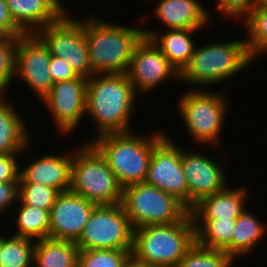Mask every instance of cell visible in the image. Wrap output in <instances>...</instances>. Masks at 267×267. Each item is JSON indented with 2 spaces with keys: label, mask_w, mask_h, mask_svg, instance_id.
Instances as JSON below:
<instances>
[{
  "label": "cell",
  "mask_w": 267,
  "mask_h": 267,
  "mask_svg": "<svg viewBox=\"0 0 267 267\" xmlns=\"http://www.w3.org/2000/svg\"><path fill=\"white\" fill-rule=\"evenodd\" d=\"M137 95L126 73L93 74L87 79L85 114L94 120L97 137L132 131Z\"/></svg>",
  "instance_id": "cell-1"
},
{
  "label": "cell",
  "mask_w": 267,
  "mask_h": 267,
  "mask_svg": "<svg viewBox=\"0 0 267 267\" xmlns=\"http://www.w3.org/2000/svg\"><path fill=\"white\" fill-rule=\"evenodd\" d=\"M143 29L116 25L94 16L85 19V39L93 74L126 73Z\"/></svg>",
  "instance_id": "cell-2"
},
{
  "label": "cell",
  "mask_w": 267,
  "mask_h": 267,
  "mask_svg": "<svg viewBox=\"0 0 267 267\" xmlns=\"http://www.w3.org/2000/svg\"><path fill=\"white\" fill-rule=\"evenodd\" d=\"M144 137L124 133L105 134L95 137L91 144L100 152L118 182L126 186L144 182L150 165L153 147L166 135L155 131Z\"/></svg>",
  "instance_id": "cell-3"
},
{
  "label": "cell",
  "mask_w": 267,
  "mask_h": 267,
  "mask_svg": "<svg viewBox=\"0 0 267 267\" xmlns=\"http://www.w3.org/2000/svg\"><path fill=\"white\" fill-rule=\"evenodd\" d=\"M195 241L194 223L189 212L181 221L172 224L134 229L131 253L154 267H177Z\"/></svg>",
  "instance_id": "cell-4"
},
{
  "label": "cell",
  "mask_w": 267,
  "mask_h": 267,
  "mask_svg": "<svg viewBox=\"0 0 267 267\" xmlns=\"http://www.w3.org/2000/svg\"><path fill=\"white\" fill-rule=\"evenodd\" d=\"M250 63L254 62L245 40L213 42L199 48L196 46L189 64L180 73L179 81L196 85V89L198 86L199 89L206 85L209 87L231 79L241 70L248 68Z\"/></svg>",
  "instance_id": "cell-5"
},
{
  "label": "cell",
  "mask_w": 267,
  "mask_h": 267,
  "mask_svg": "<svg viewBox=\"0 0 267 267\" xmlns=\"http://www.w3.org/2000/svg\"><path fill=\"white\" fill-rule=\"evenodd\" d=\"M78 148L72 150L70 191L97 205L120 204L123 187L104 157L90 142Z\"/></svg>",
  "instance_id": "cell-6"
},
{
  "label": "cell",
  "mask_w": 267,
  "mask_h": 267,
  "mask_svg": "<svg viewBox=\"0 0 267 267\" xmlns=\"http://www.w3.org/2000/svg\"><path fill=\"white\" fill-rule=\"evenodd\" d=\"M177 103L188 134L198 145L211 144L212 147L221 143L219 138L229 106L223 92L193 88L185 92Z\"/></svg>",
  "instance_id": "cell-7"
},
{
  "label": "cell",
  "mask_w": 267,
  "mask_h": 267,
  "mask_svg": "<svg viewBox=\"0 0 267 267\" xmlns=\"http://www.w3.org/2000/svg\"><path fill=\"white\" fill-rule=\"evenodd\" d=\"M121 204L133 229L172 224L189 213L176 197L145 182L124 187Z\"/></svg>",
  "instance_id": "cell-8"
},
{
  "label": "cell",
  "mask_w": 267,
  "mask_h": 267,
  "mask_svg": "<svg viewBox=\"0 0 267 267\" xmlns=\"http://www.w3.org/2000/svg\"><path fill=\"white\" fill-rule=\"evenodd\" d=\"M133 232L121 203L97 205L76 245L79 250H132Z\"/></svg>",
  "instance_id": "cell-9"
},
{
  "label": "cell",
  "mask_w": 267,
  "mask_h": 267,
  "mask_svg": "<svg viewBox=\"0 0 267 267\" xmlns=\"http://www.w3.org/2000/svg\"><path fill=\"white\" fill-rule=\"evenodd\" d=\"M68 14L66 11L36 35L49 48L51 55L65 59L78 76L88 79L93 73L85 39V19L73 18Z\"/></svg>",
  "instance_id": "cell-10"
},
{
  "label": "cell",
  "mask_w": 267,
  "mask_h": 267,
  "mask_svg": "<svg viewBox=\"0 0 267 267\" xmlns=\"http://www.w3.org/2000/svg\"><path fill=\"white\" fill-rule=\"evenodd\" d=\"M144 182L173 195L188 208V184L182 170L181 148L167 134L153 147Z\"/></svg>",
  "instance_id": "cell-11"
},
{
  "label": "cell",
  "mask_w": 267,
  "mask_h": 267,
  "mask_svg": "<svg viewBox=\"0 0 267 267\" xmlns=\"http://www.w3.org/2000/svg\"><path fill=\"white\" fill-rule=\"evenodd\" d=\"M126 75L137 94L149 93L169 79H180V74L167 57L151 39L144 36L133 50Z\"/></svg>",
  "instance_id": "cell-12"
},
{
  "label": "cell",
  "mask_w": 267,
  "mask_h": 267,
  "mask_svg": "<svg viewBox=\"0 0 267 267\" xmlns=\"http://www.w3.org/2000/svg\"><path fill=\"white\" fill-rule=\"evenodd\" d=\"M87 78L55 82L49 93L41 100L52 115L56 129L67 134L77 129L86 111Z\"/></svg>",
  "instance_id": "cell-13"
},
{
  "label": "cell",
  "mask_w": 267,
  "mask_h": 267,
  "mask_svg": "<svg viewBox=\"0 0 267 267\" xmlns=\"http://www.w3.org/2000/svg\"><path fill=\"white\" fill-rule=\"evenodd\" d=\"M50 60L49 48L36 34L19 37L14 78H19L29 86L40 101L54 85L49 69Z\"/></svg>",
  "instance_id": "cell-14"
},
{
  "label": "cell",
  "mask_w": 267,
  "mask_h": 267,
  "mask_svg": "<svg viewBox=\"0 0 267 267\" xmlns=\"http://www.w3.org/2000/svg\"><path fill=\"white\" fill-rule=\"evenodd\" d=\"M181 147L183 174L188 184V209L201 199L224 190L228 185L222 166L201 153ZM224 172V173H223Z\"/></svg>",
  "instance_id": "cell-15"
},
{
  "label": "cell",
  "mask_w": 267,
  "mask_h": 267,
  "mask_svg": "<svg viewBox=\"0 0 267 267\" xmlns=\"http://www.w3.org/2000/svg\"><path fill=\"white\" fill-rule=\"evenodd\" d=\"M96 206L72 191L60 193L50 209L49 238L76 242Z\"/></svg>",
  "instance_id": "cell-16"
},
{
  "label": "cell",
  "mask_w": 267,
  "mask_h": 267,
  "mask_svg": "<svg viewBox=\"0 0 267 267\" xmlns=\"http://www.w3.org/2000/svg\"><path fill=\"white\" fill-rule=\"evenodd\" d=\"M61 0H6L14 23L25 34H36L67 10Z\"/></svg>",
  "instance_id": "cell-17"
},
{
  "label": "cell",
  "mask_w": 267,
  "mask_h": 267,
  "mask_svg": "<svg viewBox=\"0 0 267 267\" xmlns=\"http://www.w3.org/2000/svg\"><path fill=\"white\" fill-rule=\"evenodd\" d=\"M19 172V182H32L50 186L60 193L70 191L72 152L50 154L35 159V162Z\"/></svg>",
  "instance_id": "cell-18"
},
{
  "label": "cell",
  "mask_w": 267,
  "mask_h": 267,
  "mask_svg": "<svg viewBox=\"0 0 267 267\" xmlns=\"http://www.w3.org/2000/svg\"><path fill=\"white\" fill-rule=\"evenodd\" d=\"M153 10L168 30H202L210 22L211 13L198 0H160Z\"/></svg>",
  "instance_id": "cell-19"
},
{
  "label": "cell",
  "mask_w": 267,
  "mask_h": 267,
  "mask_svg": "<svg viewBox=\"0 0 267 267\" xmlns=\"http://www.w3.org/2000/svg\"><path fill=\"white\" fill-rule=\"evenodd\" d=\"M229 187V188H228ZM246 187L230 188L204 197L190 210L193 220L237 219L245 210Z\"/></svg>",
  "instance_id": "cell-20"
},
{
  "label": "cell",
  "mask_w": 267,
  "mask_h": 267,
  "mask_svg": "<svg viewBox=\"0 0 267 267\" xmlns=\"http://www.w3.org/2000/svg\"><path fill=\"white\" fill-rule=\"evenodd\" d=\"M197 29H176L164 31L143 29V36L151 39L161 52L167 57L169 63L180 74L189 64L195 50V39L191 37ZM195 44V45H194Z\"/></svg>",
  "instance_id": "cell-21"
},
{
  "label": "cell",
  "mask_w": 267,
  "mask_h": 267,
  "mask_svg": "<svg viewBox=\"0 0 267 267\" xmlns=\"http://www.w3.org/2000/svg\"><path fill=\"white\" fill-rule=\"evenodd\" d=\"M4 99V94H0V154L25 153L31 142L25 121L14 105Z\"/></svg>",
  "instance_id": "cell-22"
},
{
  "label": "cell",
  "mask_w": 267,
  "mask_h": 267,
  "mask_svg": "<svg viewBox=\"0 0 267 267\" xmlns=\"http://www.w3.org/2000/svg\"><path fill=\"white\" fill-rule=\"evenodd\" d=\"M79 247L75 241L44 238L34 248V267H77Z\"/></svg>",
  "instance_id": "cell-23"
},
{
  "label": "cell",
  "mask_w": 267,
  "mask_h": 267,
  "mask_svg": "<svg viewBox=\"0 0 267 267\" xmlns=\"http://www.w3.org/2000/svg\"><path fill=\"white\" fill-rule=\"evenodd\" d=\"M249 210H244L236 219V225L230 242V256L237 260L246 256L265 235L266 225L255 217Z\"/></svg>",
  "instance_id": "cell-24"
},
{
  "label": "cell",
  "mask_w": 267,
  "mask_h": 267,
  "mask_svg": "<svg viewBox=\"0 0 267 267\" xmlns=\"http://www.w3.org/2000/svg\"><path fill=\"white\" fill-rule=\"evenodd\" d=\"M196 242L205 248L224 250L230 255V242L236 219L193 220Z\"/></svg>",
  "instance_id": "cell-25"
},
{
  "label": "cell",
  "mask_w": 267,
  "mask_h": 267,
  "mask_svg": "<svg viewBox=\"0 0 267 267\" xmlns=\"http://www.w3.org/2000/svg\"><path fill=\"white\" fill-rule=\"evenodd\" d=\"M16 202L19 203L15 214L18 231L14 235L35 241L49 238L50 210L31 207L19 200Z\"/></svg>",
  "instance_id": "cell-26"
},
{
  "label": "cell",
  "mask_w": 267,
  "mask_h": 267,
  "mask_svg": "<svg viewBox=\"0 0 267 267\" xmlns=\"http://www.w3.org/2000/svg\"><path fill=\"white\" fill-rule=\"evenodd\" d=\"M246 46L252 61L267 53V6L261 1L244 18Z\"/></svg>",
  "instance_id": "cell-27"
},
{
  "label": "cell",
  "mask_w": 267,
  "mask_h": 267,
  "mask_svg": "<svg viewBox=\"0 0 267 267\" xmlns=\"http://www.w3.org/2000/svg\"><path fill=\"white\" fill-rule=\"evenodd\" d=\"M35 244L30 238L1 235L0 267H33Z\"/></svg>",
  "instance_id": "cell-28"
},
{
  "label": "cell",
  "mask_w": 267,
  "mask_h": 267,
  "mask_svg": "<svg viewBox=\"0 0 267 267\" xmlns=\"http://www.w3.org/2000/svg\"><path fill=\"white\" fill-rule=\"evenodd\" d=\"M234 262L224 250L205 248L195 241L177 267H231Z\"/></svg>",
  "instance_id": "cell-29"
},
{
  "label": "cell",
  "mask_w": 267,
  "mask_h": 267,
  "mask_svg": "<svg viewBox=\"0 0 267 267\" xmlns=\"http://www.w3.org/2000/svg\"><path fill=\"white\" fill-rule=\"evenodd\" d=\"M59 194L57 189L44 184L32 182L18 184V200L25 205L43 210H50Z\"/></svg>",
  "instance_id": "cell-30"
},
{
  "label": "cell",
  "mask_w": 267,
  "mask_h": 267,
  "mask_svg": "<svg viewBox=\"0 0 267 267\" xmlns=\"http://www.w3.org/2000/svg\"><path fill=\"white\" fill-rule=\"evenodd\" d=\"M132 250H80L77 267H121Z\"/></svg>",
  "instance_id": "cell-31"
},
{
  "label": "cell",
  "mask_w": 267,
  "mask_h": 267,
  "mask_svg": "<svg viewBox=\"0 0 267 267\" xmlns=\"http://www.w3.org/2000/svg\"><path fill=\"white\" fill-rule=\"evenodd\" d=\"M19 37L0 39V94L7 92L15 77L16 50Z\"/></svg>",
  "instance_id": "cell-32"
},
{
  "label": "cell",
  "mask_w": 267,
  "mask_h": 267,
  "mask_svg": "<svg viewBox=\"0 0 267 267\" xmlns=\"http://www.w3.org/2000/svg\"><path fill=\"white\" fill-rule=\"evenodd\" d=\"M217 11L225 18L242 19L262 0H217Z\"/></svg>",
  "instance_id": "cell-33"
},
{
  "label": "cell",
  "mask_w": 267,
  "mask_h": 267,
  "mask_svg": "<svg viewBox=\"0 0 267 267\" xmlns=\"http://www.w3.org/2000/svg\"><path fill=\"white\" fill-rule=\"evenodd\" d=\"M22 153L0 154V182H19V172L21 166L17 161V156Z\"/></svg>",
  "instance_id": "cell-34"
},
{
  "label": "cell",
  "mask_w": 267,
  "mask_h": 267,
  "mask_svg": "<svg viewBox=\"0 0 267 267\" xmlns=\"http://www.w3.org/2000/svg\"><path fill=\"white\" fill-rule=\"evenodd\" d=\"M50 75L53 82H63L78 77L76 72L71 68L70 64L61 57L51 55L49 63Z\"/></svg>",
  "instance_id": "cell-35"
},
{
  "label": "cell",
  "mask_w": 267,
  "mask_h": 267,
  "mask_svg": "<svg viewBox=\"0 0 267 267\" xmlns=\"http://www.w3.org/2000/svg\"><path fill=\"white\" fill-rule=\"evenodd\" d=\"M0 35L2 37H21L25 33L14 23L6 0H0Z\"/></svg>",
  "instance_id": "cell-36"
},
{
  "label": "cell",
  "mask_w": 267,
  "mask_h": 267,
  "mask_svg": "<svg viewBox=\"0 0 267 267\" xmlns=\"http://www.w3.org/2000/svg\"><path fill=\"white\" fill-rule=\"evenodd\" d=\"M19 182H0V214L18 200Z\"/></svg>",
  "instance_id": "cell-37"
},
{
  "label": "cell",
  "mask_w": 267,
  "mask_h": 267,
  "mask_svg": "<svg viewBox=\"0 0 267 267\" xmlns=\"http://www.w3.org/2000/svg\"><path fill=\"white\" fill-rule=\"evenodd\" d=\"M121 267H154L143 260L137 258L133 253H130Z\"/></svg>",
  "instance_id": "cell-38"
},
{
  "label": "cell",
  "mask_w": 267,
  "mask_h": 267,
  "mask_svg": "<svg viewBox=\"0 0 267 267\" xmlns=\"http://www.w3.org/2000/svg\"><path fill=\"white\" fill-rule=\"evenodd\" d=\"M0 259H1V235H0Z\"/></svg>",
  "instance_id": "cell-39"
},
{
  "label": "cell",
  "mask_w": 267,
  "mask_h": 267,
  "mask_svg": "<svg viewBox=\"0 0 267 267\" xmlns=\"http://www.w3.org/2000/svg\"><path fill=\"white\" fill-rule=\"evenodd\" d=\"M262 2L267 6V0H262Z\"/></svg>",
  "instance_id": "cell-40"
}]
</instances>
